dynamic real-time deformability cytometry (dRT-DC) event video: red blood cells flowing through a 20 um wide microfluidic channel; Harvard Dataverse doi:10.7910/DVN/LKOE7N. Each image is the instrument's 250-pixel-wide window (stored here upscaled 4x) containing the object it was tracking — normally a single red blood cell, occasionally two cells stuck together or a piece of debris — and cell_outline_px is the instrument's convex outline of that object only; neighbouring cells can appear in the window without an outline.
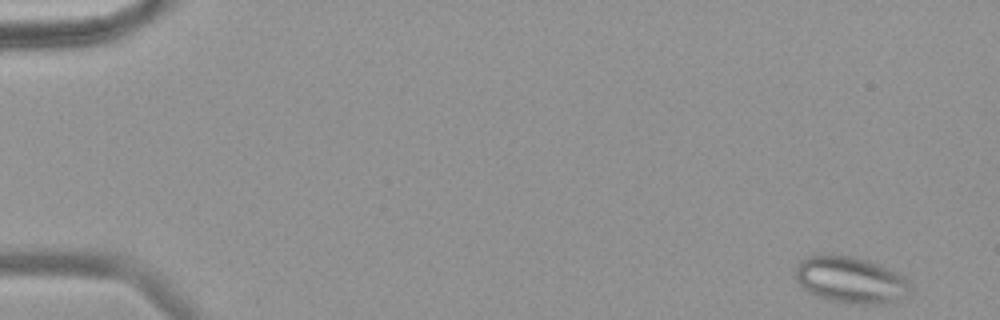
{"species": "common noctule bat (a hibernating species)", "species_latin": "Nyctalus noctula", "temperature_condition": "warm", "stored_images_in_passage": 47, "camera_frame_rate_fps": 3000, "um_per_image_px": 0.085, "animal": {"sex": "female", "body_mass_g": 18.4}, "frame": {"image": 1, "passage_image": 1, "time_ms": 0.0, "image_size_px": [1000, 320], "cell_outline_px": [[912, 292], [908, 300], [896, 304], [848, 304], [828, 300], [816, 296], [808, 292], [796, 280], [796, 268], [800, 260], [808, 256], [852, 256], [868, 260], [880, 264], [904, 276], [912, 284]], "centroid_in_image_um": [72.44, 23.85], "position_along_channel_um": 12.6, "area_um2": 31.96}}
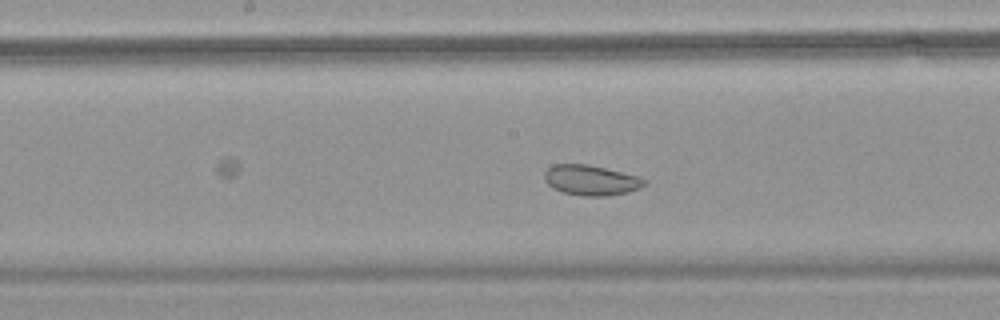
{"frame": {"image": 2, "passage_image": 29, "time_ms": 9.333, "image_size_px": [1000, 320], "cell_outline_px": [[648, 184], [640, 188], [628, 192], [608, 196], [584, 196], [564, 192], [552, 188], [544, 180], [544, 172], [552, 164], [588, 164], [640, 176], [648, 180]], "centroid_in_image_um": [50.27, 15.31], "position_along_channel_um": 197.9, "area_um2": 17.86}}
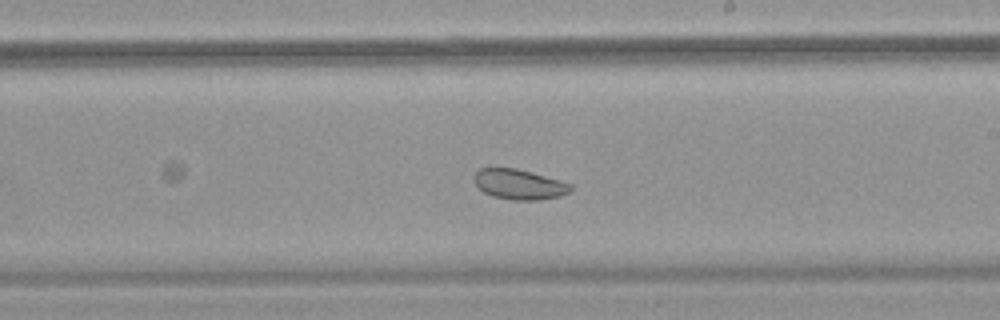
{"frame": {"image": 3, "passage_image": 33, "time_ms": 10.667, "image_size_px": [1000, 320], "cell_outline_px": [[572, 188], [568, 192], [560, 196], [540, 200], [512, 200], [492, 196], [484, 192], [472, 180], [472, 176], [480, 168], [516, 168], [532, 172], [560, 180], [572, 184]], "centroid_in_image_um": [44.12, 15.67], "position_along_channel_um": 244.9, "area_um2": 17.05}, "authors_computed_cell_mechanics": {"area_um2": 19.2474, "velocity_mm_per_s": 3.5361, "shape_relaxation_time_tau1_ms": null, "shape_relaxation_time_tau2_ms": 1.7955, "deformation_change_tau1": null, "deformation_change_tau2": 0.0668}}